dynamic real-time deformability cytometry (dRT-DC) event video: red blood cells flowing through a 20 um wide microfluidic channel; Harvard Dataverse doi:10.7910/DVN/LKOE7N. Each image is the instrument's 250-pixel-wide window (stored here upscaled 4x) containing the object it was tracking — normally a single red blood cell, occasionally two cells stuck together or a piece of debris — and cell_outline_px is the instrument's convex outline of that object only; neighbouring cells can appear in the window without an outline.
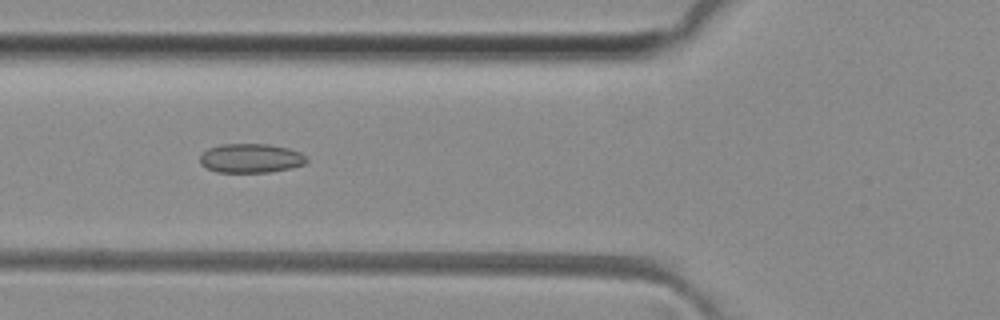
{"species": "common noctule bat (a hibernating species)", "species_latin": "Nyctalus noctula", "temperature_condition": "room temperature", "stored_images_in_passage": 44, "camera_frame_rate_fps": 3000, "um_per_image_px": 0.085, "animal": {"sex": "female", "body_mass_g": 29.2, "forearm_length_mm": 56.3}, "frame": {"image": 1, "passage_image": 12, "time_ms": 3.667, "image_size_px": [1000, 320], "cell_outline_px": [[308, 160], [304, 164], [292, 168], [268, 172], [216, 172], [200, 164], [200, 156], [208, 148], [220, 144], [268, 144], [288, 148], [300, 152], [308, 156]], "centroid_in_image_um": [21.34, 13.45], "position_along_channel_um": 104.5, "area_um2": 18.21}}
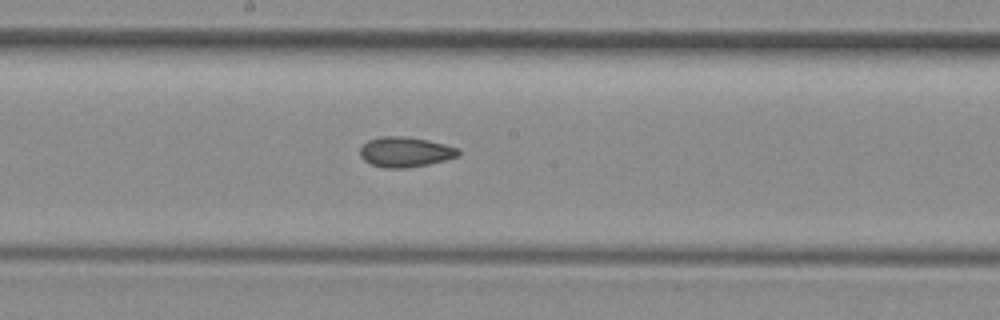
{"frame": {"image": 2, "passage_image": 20, "time_ms": 6.333, "image_size_px": [1000, 320], "cell_outline_px": [[460, 156], [428, 164], [408, 168], [384, 168], [372, 164], [364, 160], [360, 156], [360, 148], [368, 140], [380, 136], [404, 136], [428, 140], [460, 148]], "centroid_in_image_um": [34.46, 12.91], "position_along_channel_um": 213.7, "area_um2": 17.34}}
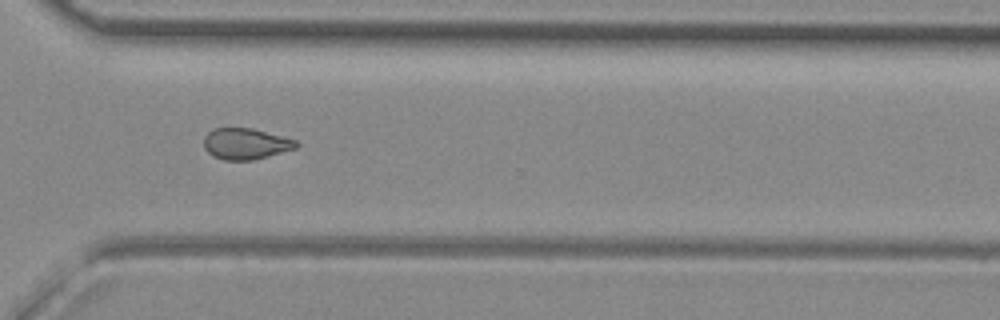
{"frame": {"image": 3, "passage_image": 30, "time_ms": 9.667, "image_size_px": [1000, 320], "cell_outline_px": [[300, 144], [296, 148], [268, 156], [252, 160], [224, 160], [212, 156], [204, 148], [204, 136], [212, 128], [252, 128], [296, 140]], "centroid_in_image_um": [20.86, 12.22], "position_along_channel_um": 349.7, "area_um2": 16.76}, "authors_computed_cell_mechanics": {"area_um2": 17.3978, "velocity_mm_per_s": 4.0884, "shape_relaxation_time_tau1_ms": null, "shape_relaxation_time_tau2_ms": 3.5352, "deformation_change_tau1": null, "deformation_change_tau2": 0.093}}